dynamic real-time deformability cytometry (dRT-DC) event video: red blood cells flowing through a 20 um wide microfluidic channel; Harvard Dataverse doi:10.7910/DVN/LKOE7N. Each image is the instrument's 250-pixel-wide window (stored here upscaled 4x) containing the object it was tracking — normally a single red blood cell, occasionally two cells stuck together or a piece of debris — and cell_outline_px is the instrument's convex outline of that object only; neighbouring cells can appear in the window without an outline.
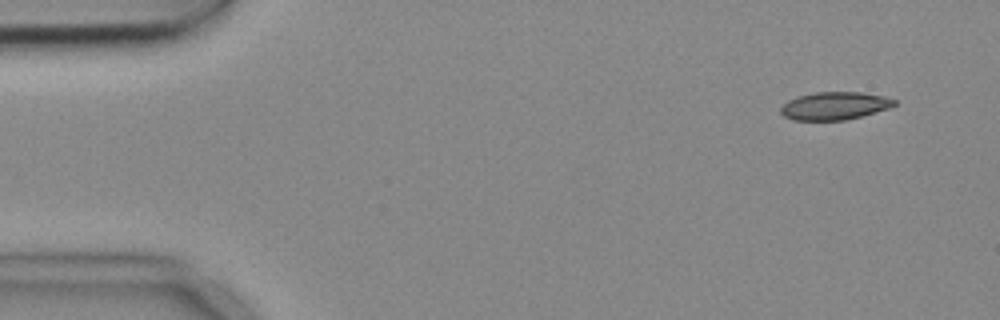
{"species": "common noctule bat (a hibernating species)", "species_latin": "Nyctalus noctula", "temperature_condition": "cold", "stored_images_in_passage": 3, "camera_frame_rate_fps": 3000, "um_per_image_px": 0.085, "animal": {"sex": "female", "body_mass_g": 18.4}, "frame": {"image": 1, "passage_image": 1, "time_ms": 0.0, "image_size_px": [1000, 320], "cell_outline_px": [[896, 104], [888, 108], [860, 116], [844, 120], [792, 120], [784, 116], [780, 112], [780, 108], [788, 100], [796, 96], [816, 92], [860, 92], [884, 96], [896, 100]], "centroid_in_image_um": [70.9, 8.99], "position_along_channel_um": 14.1, "area_um2": 18.32}}
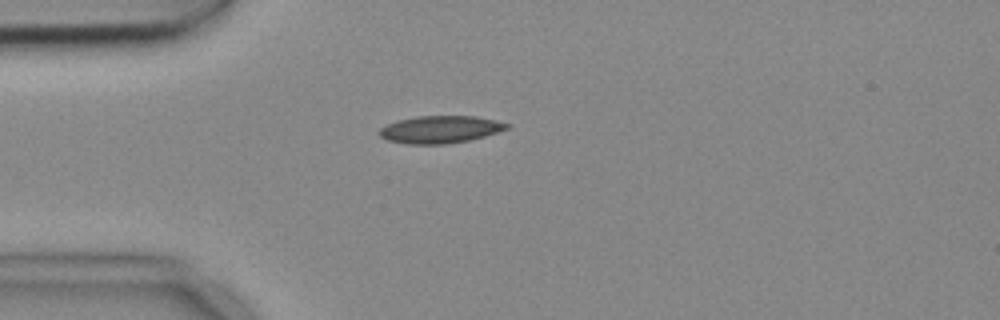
{"frame": {"image": 2, "passage_image": 3, "time_ms": 0.667, "image_size_px": [1000, 320], "cell_outline_px": [[508, 128], [484, 136], [468, 140], [448, 144], [408, 144], [388, 140], [380, 136], [376, 132], [380, 128], [396, 120], [416, 116], [476, 116], [508, 124]], "centroid_in_image_um": [37.34, 11.0], "position_along_channel_um": 47.7, "area_um2": 20.17}}